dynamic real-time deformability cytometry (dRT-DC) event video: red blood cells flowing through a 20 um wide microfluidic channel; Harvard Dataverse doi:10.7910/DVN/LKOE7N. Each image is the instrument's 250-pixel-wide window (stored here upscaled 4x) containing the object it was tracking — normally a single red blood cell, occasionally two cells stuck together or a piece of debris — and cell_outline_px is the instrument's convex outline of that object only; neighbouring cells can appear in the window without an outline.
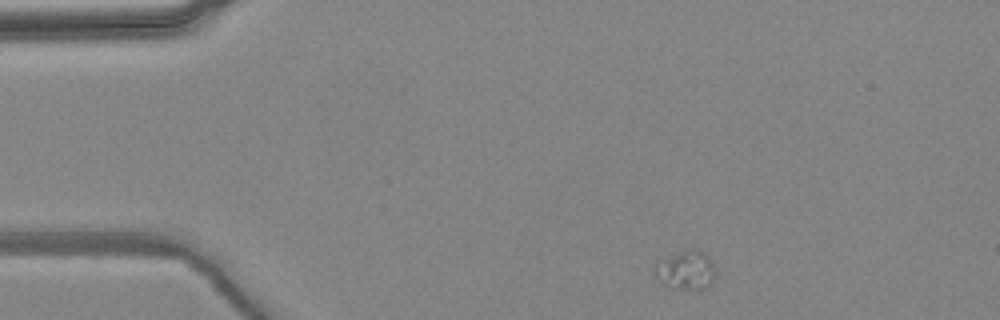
{"species": "common noctule bat (a hibernating species)", "species_latin": "Nyctalus noctula", "temperature_condition": "warm", "stored_images_in_passage": 2, "camera_frame_rate_fps": 3000, "um_per_image_px": 0.085, "animal": {"sex": "female", "body_mass_g": 24.6, "forearm_length_mm": 56.2}, "frame": {"image": 1, "passage_image": 1, "time_ms": 0.0, "image_size_px": [1000, 320], "cell_outline_px": [[716, 280], [708, 288], [676, 288], [660, 284], [652, 272], [652, 268], [656, 264], [680, 252], [692, 248], [700, 248], [708, 256], [716, 268]], "centroid_in_image_um": [58.34, 22.97], "position_along_channel_um": 26.7, "area_um2": 13.99}}